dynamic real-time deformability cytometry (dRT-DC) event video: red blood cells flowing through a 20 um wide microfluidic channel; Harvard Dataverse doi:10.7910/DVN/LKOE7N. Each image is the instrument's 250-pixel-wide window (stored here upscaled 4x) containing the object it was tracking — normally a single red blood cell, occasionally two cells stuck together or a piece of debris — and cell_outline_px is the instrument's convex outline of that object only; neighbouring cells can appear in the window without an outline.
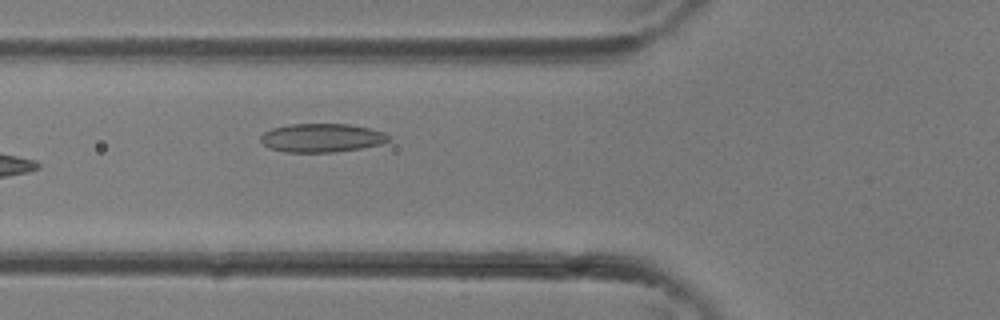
{"species": "common noctule bat (a hibernating species)", "species_latin": "Nyctalus noctula", "temperature_condition": "room temperature", "stored_images_in_passage": 23, "camera_frame_rate_fps": 3000, "um_per_image_px": 0.085, "animal": {"sex": "female"}, "frame": {"image": 1, "passage_image": 2, "time_ms": 0.333, "image_size_px": [1000, 320], "cell_outline_px": [[388, 140], [380, 144], [360, 148], [332, 152], [284, 152], [272, 148], [264, 144], [260, 140], [260, 136], [264, 132], [272, 128], [292, 124], [348, 124], [368, 128], [384, 132], [388, 136]], "centroid_in_image_um": [27.32, 11.71], "position_along_channel_um": 98.5, "area_um2": 21.04}}
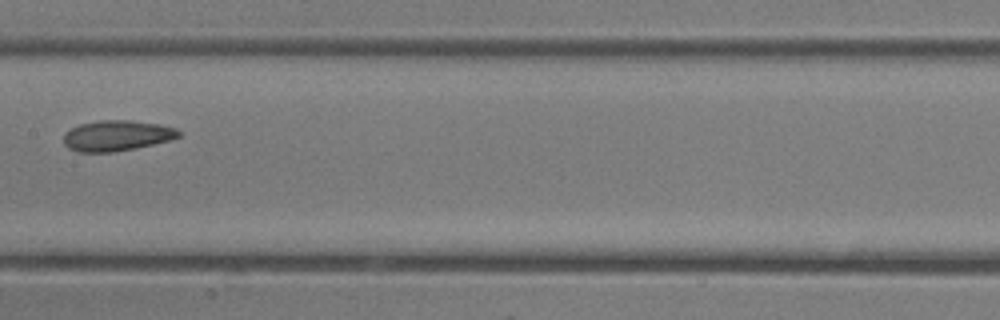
{"frame": {"image": 2, "passage_image": 7, "time_ms": 2.0, "image_size_px": [1000, 320], "cell_outline_px": [[180, 136], [172, 140], [136, 148], [112, 152], [76, 152], [68, 148], [64, 144], [64, 132], [80, 124], [100, 120], [128, 120], [160, 124], [176, 128], [180, 132]], "centroid_in_image_um": [9.93, 11.53], "position_along_channel_um": 197.5, "area_um2": 20.63}}
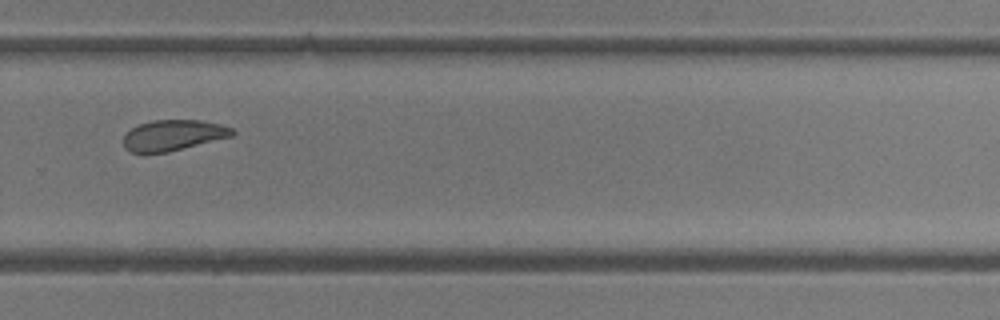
{"frame": {"image": 3, "passage_image": 13, "time_ms": 4.0, "image_size_px": [1000, 320], "cell_outline_px": [[236, 132], [232, 136], [168, 152], [128, 152], [124, 148], [124, 136], [132, 128], [140, 124], [152, 120], [204, 120], [220, 124], [232, 128]], "centroid_in_image_um": [14.74, 11.49], "position_along_channel_um": 315.1, "area_um2": 19.36}}